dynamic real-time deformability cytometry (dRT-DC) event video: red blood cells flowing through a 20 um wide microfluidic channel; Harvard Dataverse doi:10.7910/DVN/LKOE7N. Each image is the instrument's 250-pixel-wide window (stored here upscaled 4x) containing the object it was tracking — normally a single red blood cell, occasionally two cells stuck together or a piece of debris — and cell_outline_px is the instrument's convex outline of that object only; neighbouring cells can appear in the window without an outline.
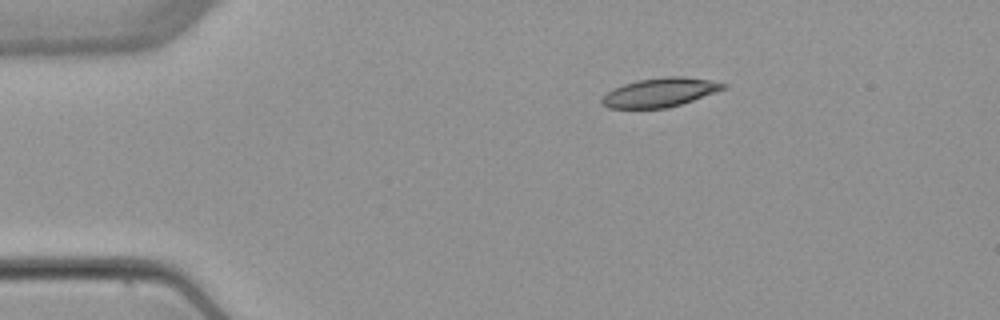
{"species": "common noctule bat (a hibernating species)", "species_latin": "Nyctalus noctula", "temperature_condition": "warm", "stored_images_in_passage": 6, "camera_frame_rate_fps": 3000, "um_per_image_px": 0.085, "animal": {"sex": "female", "body_mass_g": 22.7, "forearm_length_mm": 54.2}, "frame": {"image": 1, "passage_image": 2, "time_ms": 1.333, "image_size_px": [1000, 320], "cell_outline_px": [[728, 88], [668, 108], [608, 108], [600, 104], [600, 100], [608, 92], [624, 84], [636, 80], [664, 76], [684, 76], [712, 80], [728, 84]], "centroid_in_image_um": [56.13, 7.84], "position_along_channel_um": 28.9, "area_um2": 20.58}}
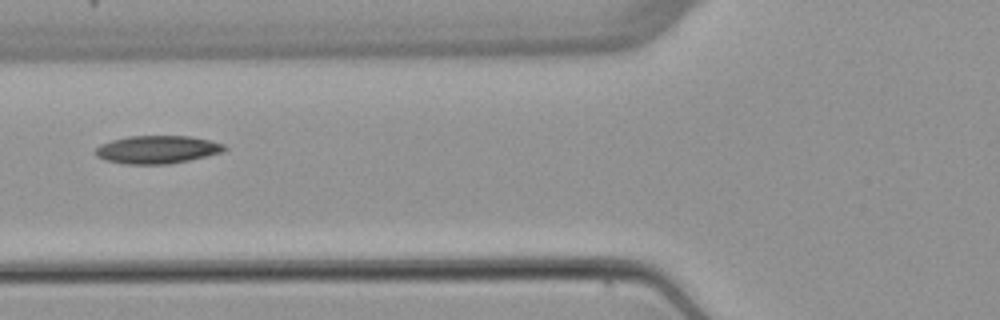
{"frame": {"image": 2, "passage_image": 5, "time_ms": 5.0, "image_size_px": [1000, 320], "cell_outline_px": [[228, 148], [220, 152], [208, 156], [168, 164], [124, 164], [104, 160], [96, 156], [92, 152], [100, 144], [112, 140], [128, 136], [188, 136], [208, 140], [224, 144]], "centroid_in_image_um": [13.31, 12.71], "position_along_channel_um": 112.5, "area_um2": 21.04}}
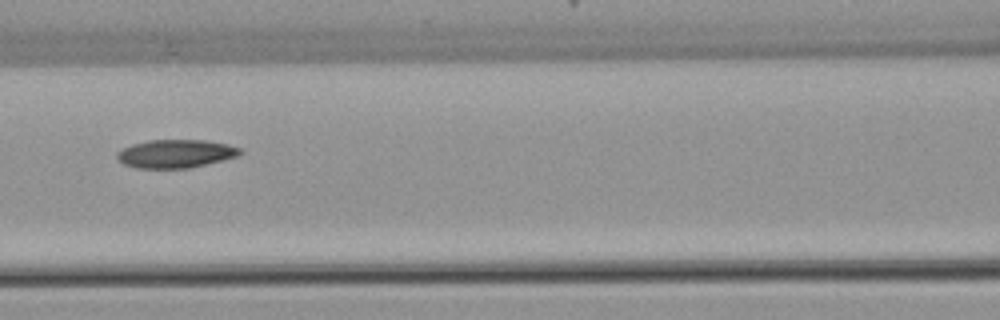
{"frame": {"image": 3, "passage_image": 6, "time_ms": 6.0, "image_size_px": [1000, 320], "cell_outline_px": [[244, 152], [236, 156], [224, 160], [192, 168], [136, 168], [124, 164], [116, 156], [116, 152], [132, 144], [148, 140], [204, 140], [228, 144], [240, 148]], "centroid_in_image_um": [14.95, 13.06], "position_along_channel_um": 151.6, "area_um2": 20.35}}